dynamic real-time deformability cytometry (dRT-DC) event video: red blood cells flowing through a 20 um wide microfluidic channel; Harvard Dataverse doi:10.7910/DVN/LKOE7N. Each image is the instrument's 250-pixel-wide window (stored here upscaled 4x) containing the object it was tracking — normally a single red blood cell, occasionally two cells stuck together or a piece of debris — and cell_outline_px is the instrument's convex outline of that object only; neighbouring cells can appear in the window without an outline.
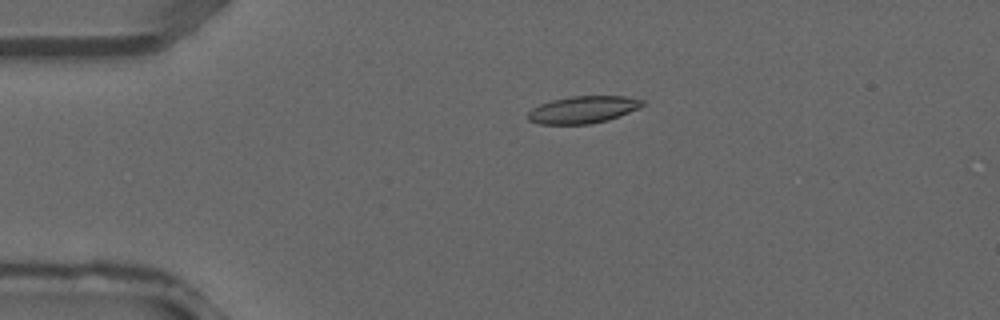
{"species": "common noctule bat (a hibernating species)", "species_latin": "Nyctalus noctula", "temperature_condition": "warm", "stored_images_in_passage": 39, "camera_frame_rate_fps": 3000, "um_per_image_px": 0.085, "animal": {"sex": "male", "forearm_length_mm": 52.5}, "frame": {"image": 1, "passage_image": 9, "time_ms": 2.667, "image_size_px": [1000, 320], "cell_outline_px": [[644, 104], [640, 108], [608, 120], [588, 124], [536, 124], [528, 120], [528, 112], [532, 108], [540, 104], [552, 100], [572, 96], [624, 96], [644, 100]], "centroid_in_image_um": [49.55, 9.32], "position_along_channel_um": 35.5, "area_um2": 18.15}}
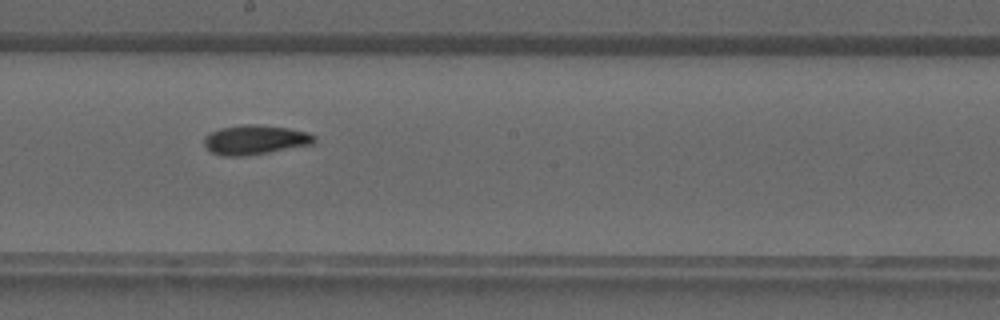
{"frame": {"image": 2, "passage_image": 22, "time_ms": 7.0, "image_size_px": [1000, 320], "cell_outline_px": [[316, 144], [244, 156], [224, 156], [212, 152], [204, 144], [204, 136], [220, 128], [244, 124], [256, 124], [288, 128], [308, 132], [316, 136]], "centroid_in_image_um": [21.73, 11.88], "position_along_channel_um": 226.5, "area_um2": 18.96}}
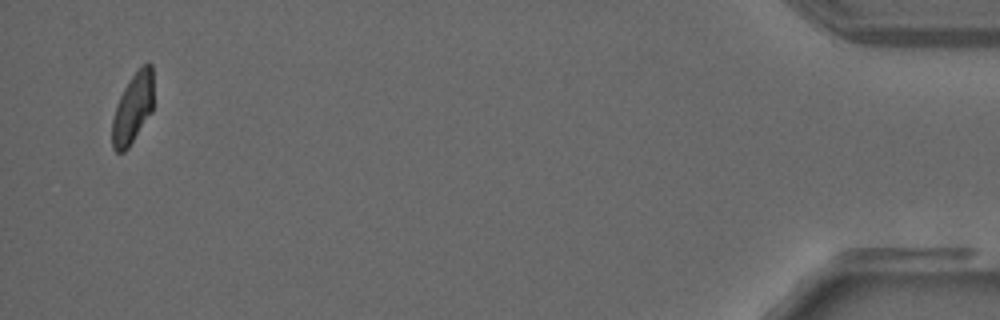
{"frame": {"image": 3, "passage_image": 38, "time_ms": 12.333, "image_size_px": [1000, 320], "cell_outline_px": [[152, 112], [128, 148], [124, 152], [116, 152], [112, 148], [112, 120], [116, 104], [124, 88], [140, 64], [148, 60], [152, 64]], "centroid_in_image_um": [11.28, 9.18], "position_along_channel_um": 423.9, "area_um2": 17.05}}